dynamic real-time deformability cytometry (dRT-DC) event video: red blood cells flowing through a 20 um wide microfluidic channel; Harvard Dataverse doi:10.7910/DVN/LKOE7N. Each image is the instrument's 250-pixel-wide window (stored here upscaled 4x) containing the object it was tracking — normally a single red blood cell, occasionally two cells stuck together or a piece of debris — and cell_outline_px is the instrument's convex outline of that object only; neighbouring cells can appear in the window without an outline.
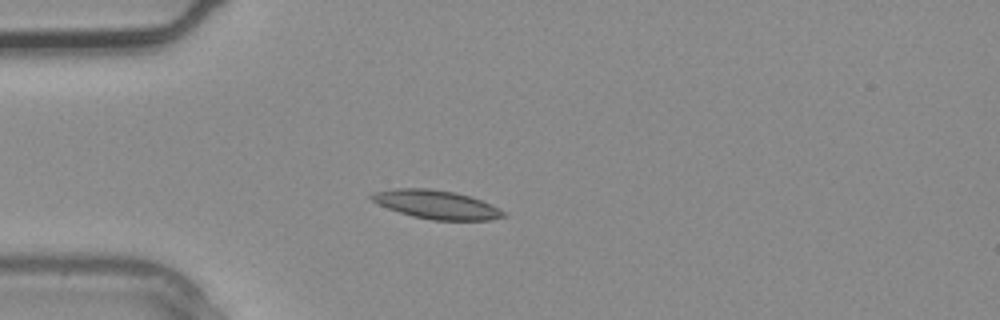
{"species": "common noctule bat (a hibernating species)", "species_latin": "Nyctalus noctula", "temperature_condition": "warm", "stored_images_in_passage": 2, "camera_frame_rate_fps": 3000, "um_per_image_px": 0.085, "animal": {"sex": "male", "body_mass_g": 20.4}, "frame": {"image": 1, "passage_image": 2, "time_ms": 0.333, "image_size_px": [1000, 320], "cell_outline_px": [[508, 216], [488, 220], [432, 220], [412, 216], [388, 208], [372, 200], [368, 196], [372, 192], [396, 188], [428, 188], [456, 192], [480, 200], [500, 208]], "centroid_in_image_um": [37.09, 17.38], "position_along_channel_um": 47.9, "area_um2": 21.91}}